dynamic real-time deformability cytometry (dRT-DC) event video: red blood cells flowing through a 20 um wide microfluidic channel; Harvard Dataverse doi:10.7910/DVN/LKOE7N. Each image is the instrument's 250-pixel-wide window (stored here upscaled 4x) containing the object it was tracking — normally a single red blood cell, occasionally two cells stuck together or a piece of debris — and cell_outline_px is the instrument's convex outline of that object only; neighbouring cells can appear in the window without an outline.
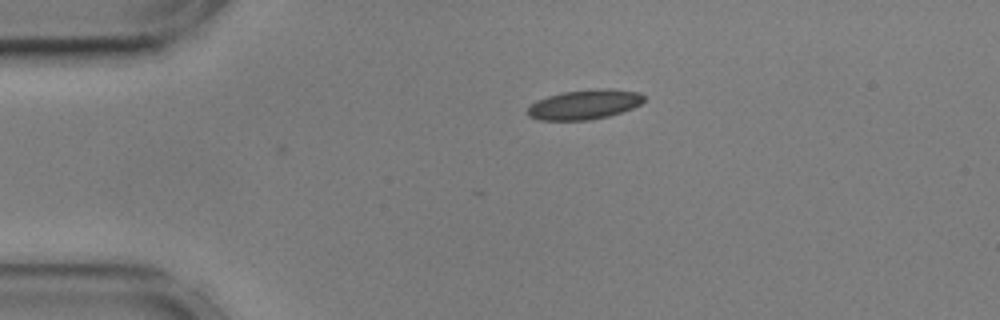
{"species": "common noctule bat (a hibernating species)", "species_latin": "Nyctalus noctula", "temperature_condition": "cold", "stored_images_in_passage": 10, "camera_frame_rate_fps": 3000, "um_per_image_px": 0.085, "animal": {"sex": "male", "body_mass_g": 17.9, "forearm_length_mm": 54.2}, "frame": {"image": 1, "passage_image": 1, "time_ms": 0.0, "image_size_px": [1000, 320], "cell_outline_px": [[644, 100], [640, 104], [632, 108], [608, 116], [588, 120], [540, 120], [528, 116], [528, 108], [536, 100], [548, 96], [564, 92], [596, 88], [612, 88], [640, 92], [644, 96]], "centroid_in_image_um": [49.7, 8.87], "position_along_channel_um": 35.3, "area_um2": 20.11}}